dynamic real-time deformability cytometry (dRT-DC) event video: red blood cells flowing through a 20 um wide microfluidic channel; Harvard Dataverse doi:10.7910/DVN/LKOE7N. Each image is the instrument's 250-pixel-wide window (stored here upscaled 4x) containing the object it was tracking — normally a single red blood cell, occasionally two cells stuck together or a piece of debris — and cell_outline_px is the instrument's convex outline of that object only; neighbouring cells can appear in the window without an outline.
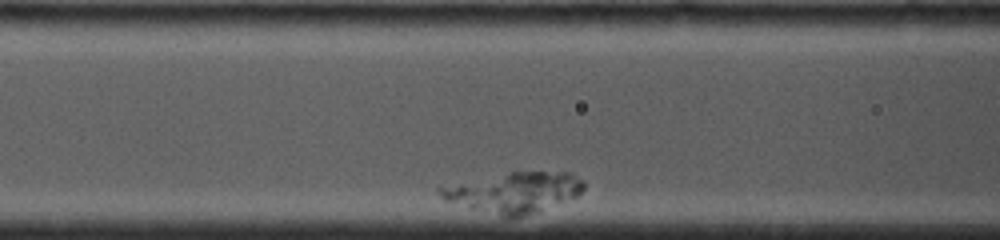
{"species": "common noctule bat (a hibernating species)", "species_latin": "Nyctalus noctula", "temperature_condition": "cold", "stored_images_in_passage": 29, "camera_frame_rate_fps": 4000, "um_per_image_px": 0.085, "animal": {"sex": "female", "body_mass_g": 19.0, "forearm_length_mm": 53.3}, "frame": {"image": 1, "passage_image": 8, "time_ms": 1.75, "image_size_px": [1000, 240], "cell_outline_px": [[584, 188], [576, 196], [540, 212], [524, 216], [500, 216], [444, 200], [436, 192], [436, 188], [512, 172], [572, 172], [584, 180]], "centroid_in_image_um": [43.76, 16.35], "position_along_channel_um": 122.8, "area_um2": 33.18}}
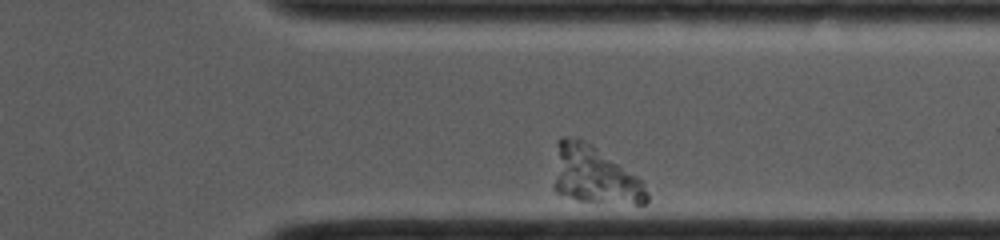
{"frame": {"image": 2, "passage_image": 26, "time_ms": 9.25, "image_size_px": [1000, 240], "cell_outline_px": [[648, 204], [636, 204], [580, 200], [556, 192], [552, 188], [556, 140], [560, 136], [576, 136], [592, 144], [636, 176], [640, 180], [648, 192]], "centroid_in_image_um": [50.45, 14.85], "position_along_channel_um": 361.0, "area_um2": 31.5}}